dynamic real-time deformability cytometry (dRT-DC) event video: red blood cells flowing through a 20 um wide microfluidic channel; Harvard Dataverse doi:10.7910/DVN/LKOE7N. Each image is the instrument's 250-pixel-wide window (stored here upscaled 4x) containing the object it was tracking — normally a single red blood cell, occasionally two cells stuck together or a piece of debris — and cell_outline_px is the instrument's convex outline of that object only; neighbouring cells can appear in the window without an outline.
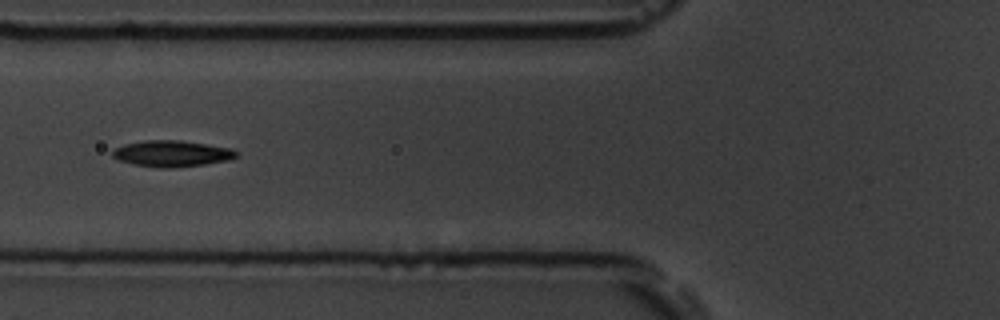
{"species": "common noctule bat (a hibernating species)", "species_latin": "Nyctalus noctula", "temperature_condition": "room temperature", "stored_images_in_passage": 38, "camera_frame_rate_fps": 3000, "um_per_image_px": 0.085, "animal": {"sex": "male", "body_mass_g": 19.5, "forearm_length_mm": 54.6}, "frame": {"image": 1, "passage_image": 6, "time_ms": 1.667, "image_size_px": [1000, 320], "cell_outline_px": [[240, 152], [236, 156], [228, 160], [204, 164], [172, 168], [156, 168], [132, 164], [120, 160], [112, 156], [112, 152], [116, 148], [124, 144], [144, 140], [180, 140], [232, 148]], "centroid_in_image_um": [14.61, 13.05], "position_along_channel_um": 111.2, "area_um2": 18.96}}
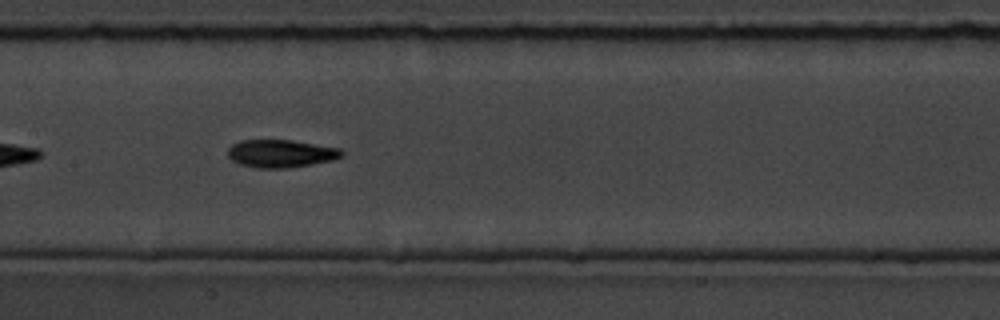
{"frame": {"image": 2, "passage_image": 12, "time_ms": 3.667, "image_size_px": [1000, 320], "cell_outline_px": [[344, 156], [332, 160], [312, 164], [288, 168], [260, 168], [240, 164], [232, 160], [228, 156], [228, 148], [232, 144], [240, 140], [292, 140], [340, 148], [344, 152]], "centroid_in_image_um": [23.89, 13.04], "position_along_channel_um": 183.5, "area_um2": 18.5}}
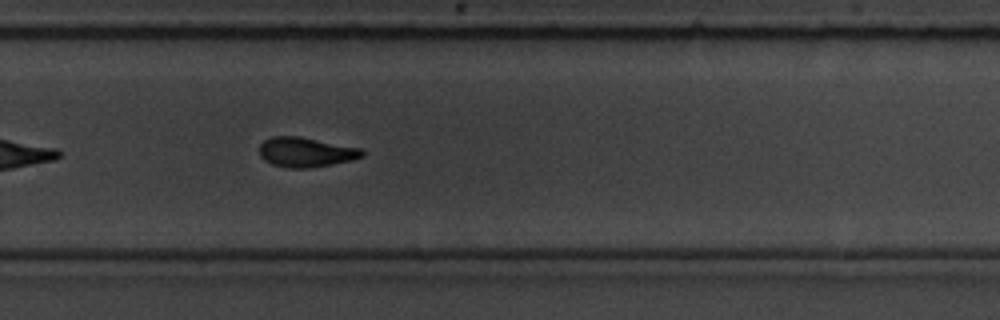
{"frame": {"image": 3, "passage_image": 22, "time_ms": 7.0, "image_size_px": [1000, 320], "cell_outline_px": [[364, 156], [352, 160], [332, 164], [308, 168], [288, 168], [272, 164], [264, 160], [260, 156], [260, 144], [264, 140], [272, 136], [296, 136], [360, 148], [364, 152]], "centroid_in_image_um": [25.97, 12.94], "position_along_channel_um": 303.8, "area_um2": 17.63}}